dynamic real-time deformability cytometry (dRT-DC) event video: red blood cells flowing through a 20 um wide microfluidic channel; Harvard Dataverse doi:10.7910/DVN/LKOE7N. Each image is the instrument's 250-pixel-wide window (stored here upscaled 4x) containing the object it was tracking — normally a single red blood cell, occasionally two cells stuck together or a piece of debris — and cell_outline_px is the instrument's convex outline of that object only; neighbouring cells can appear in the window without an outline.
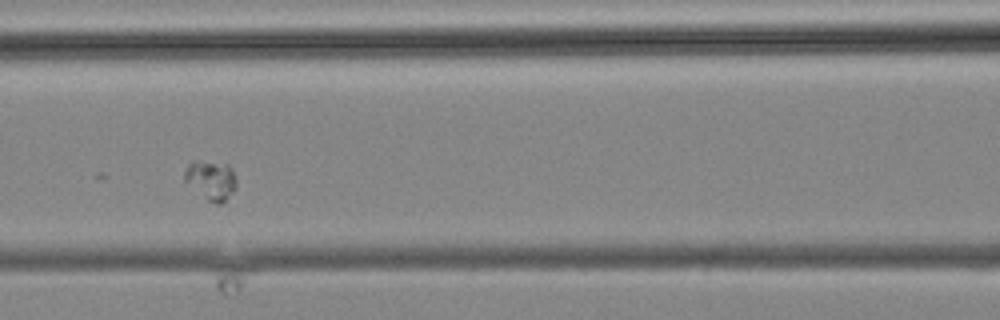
{"species": "common noctule bat (a hibernating species)", "species_latin": "Nyctalus noctula", "temperature_condition": "cold", "stored_images_in_passage": 11, "camera_frame_rate_fps": 3000, "um_per_image_px": 0.085, "animal": {"sex": "male", "body_mass_g": 19.2, "forearm_length_mm": 51.8}, "frame": {"image": 1, "passage_image": 7, "time_ms": 7.0, "image_size_px": [1000, 320], "cell_outline_px": [[236, 188], [224, 204], [216, 204], [208, 200], [184, 180], [184, 172], [188, 164], [192, 160], [196, 160], [228, 164], [236, 180]], "centroid_in_image_um": [17.94, 15.31], "position_along_channel_um": 148.7, "area_um2": 11.85}}
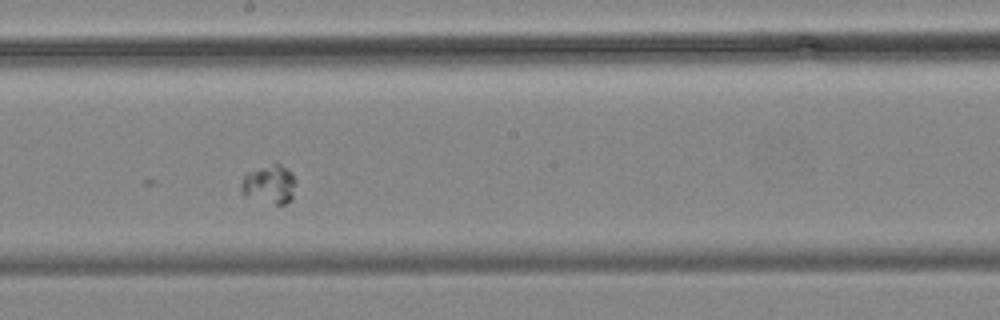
{"frame": {"image": 2, "passage_image": 9, "time_ms": 9.333, "image_size_px": [1000, 320], "cell_outline_px": [[296, 180], [292, 200], [284, 204], [276, 204], [244, 196], [240, 188], [240, 184], [244, 176], [252, 172], [276, 164], [280, 164], [292, 172]], "centroid_in_image_um": [22.93, 15.71], "position_along_channel_um": 225.3, "area_um2": 11.96}}
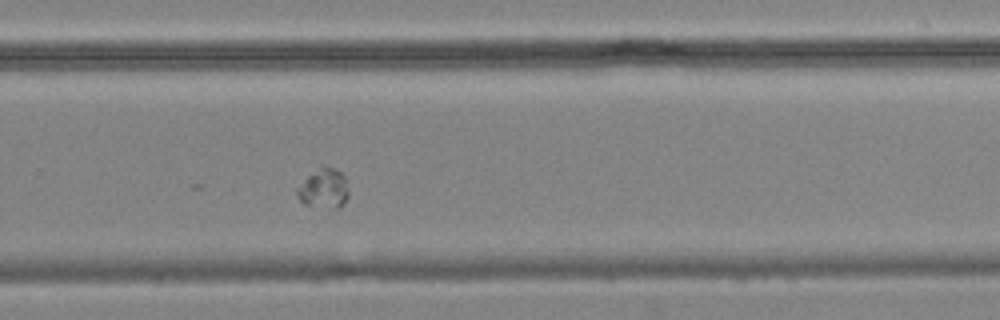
{"frame": {"image": 3, "passage_image": 11, "time_ms": 11.667, "image_size_px": [1000, 320], "cell_outline_px": [[348, 196], [336, 208], [332, 208], [304, 204], [296, 196], [296, 188], [320, 164], [332, 168], [340, 172], [344, 176], [348, 192]], "centroid_in_image_um": [27.47, 15.99], "position_along_channel_um": 302.3, "area_um2": 11.68}}